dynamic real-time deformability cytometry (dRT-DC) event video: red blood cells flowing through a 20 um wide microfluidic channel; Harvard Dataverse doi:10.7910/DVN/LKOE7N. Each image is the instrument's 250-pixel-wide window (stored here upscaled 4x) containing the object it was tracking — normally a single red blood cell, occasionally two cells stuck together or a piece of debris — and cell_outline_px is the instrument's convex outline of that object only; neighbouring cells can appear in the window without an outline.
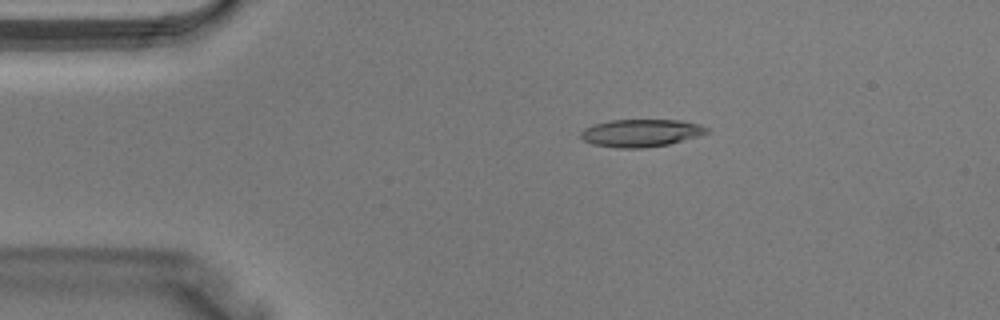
{"species": "Egyptian fruit bat (a non-hibernating species)", "species_latin": "Rousettus aegyptiacus", "temperature_condition": "warm", "stored_images_in_passage": 33, "camera_frame_rate_fps": 3000, "um_per_image_px": 0.085, "animal": {"sex": "male"}, "frame": {"image": 1, "passage_image": 2, "time_ms": 0.333, "image_size_px": [1000, 320], "cell_outline_px": [[708, 132], [700, 136], [668, 144], [644, 148], [616, 148], [592, 144], [584, 140], [580, 136], [580, 132], [584, 128], [592, 124], [608, 120], [680, 120], [700, 124], [708, 128]], "centroid_in_image_um": [54.46, 11.3], "position_along_channel_um": 30.5, "area_um2": 20.4}}
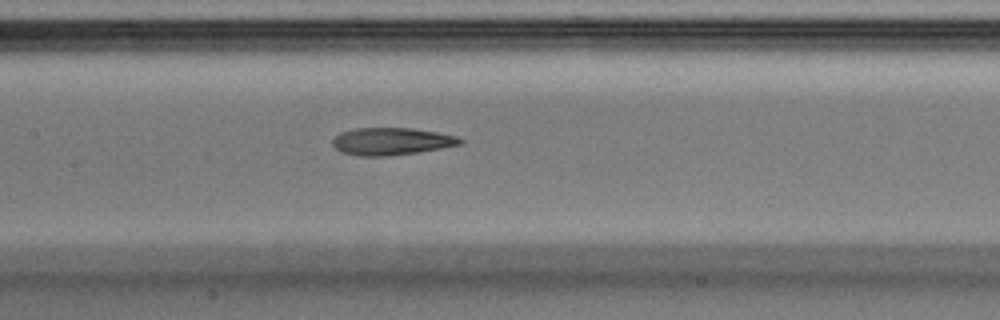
{"frame": {"image": 2, "passage_image": 13, "time_ms": 4.0, "image_size_px": [1000, 320], "cell_outline_px": [[464, 144], [416, 152], [384, 156], [360, 156], [340, 152], [332, 144], [332, 140], [340, 132], [356, 128], [412, 128], [436, 132], [456, 136], [464, 140]], "centroid_in_image_um": [33.26, 12.01], "position_along_channel_um": 174.1, "area_um2": 20.23}}
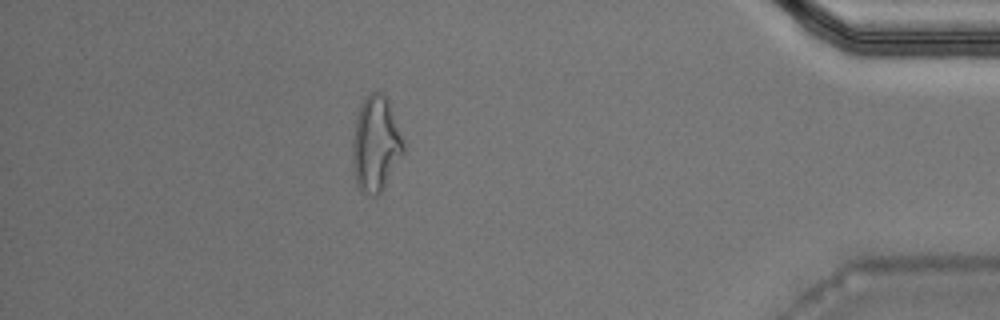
{"frame": {"image": 3, "passage_image": 29, "time_ms": 9.333, "image_size_px": [1000, 320], "cell_outline_px": [[404, 152], [380, 192], [376, 196], [372, 196], [360, 188], [356, 184], [352, 160], [352, 140], [356, 116], [360, 104], [372, 92], [380, 92], [388, 100], [404, 140]], "centroid_in_image_um": [31.92, 12.22], "position_along_channel_um": 403.3, "area_um2": 27.98}}